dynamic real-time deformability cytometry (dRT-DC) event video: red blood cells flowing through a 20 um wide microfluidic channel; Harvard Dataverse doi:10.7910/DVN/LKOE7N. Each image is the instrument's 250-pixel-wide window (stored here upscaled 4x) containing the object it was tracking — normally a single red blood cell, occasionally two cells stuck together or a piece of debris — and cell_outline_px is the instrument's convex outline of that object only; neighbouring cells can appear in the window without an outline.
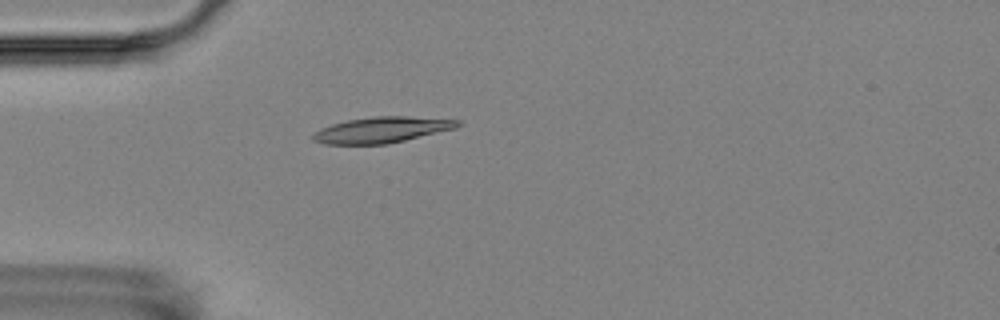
{"species": "Egyptian fruit bat (a non-hibernating species)", "species_latin": "Rousettus aegyptiacus", "temperature_condition": "room temperature", "stored_images_in_passage": 3, "camera_frame_rate_fps": 3000, "um_per_image_px": 0.085, "animal": {"sex": "female"}, "frame": {"image": 1, "passage_image": 3, "time_ms": 2.333, "image_size_px": [1000, 320], "cell_outline_px": [[464, 124], [456, 128], [388, 144], [324, 144], [312, 140], [312, 136], [320, 128], [332, 124], [348, 120], [372, 116], [408, 116], [460, 120]], "centroid_in_image_um": [32.48, 11.03], "position_along_channel_um": 52.5, "area_um2": 21.85}}